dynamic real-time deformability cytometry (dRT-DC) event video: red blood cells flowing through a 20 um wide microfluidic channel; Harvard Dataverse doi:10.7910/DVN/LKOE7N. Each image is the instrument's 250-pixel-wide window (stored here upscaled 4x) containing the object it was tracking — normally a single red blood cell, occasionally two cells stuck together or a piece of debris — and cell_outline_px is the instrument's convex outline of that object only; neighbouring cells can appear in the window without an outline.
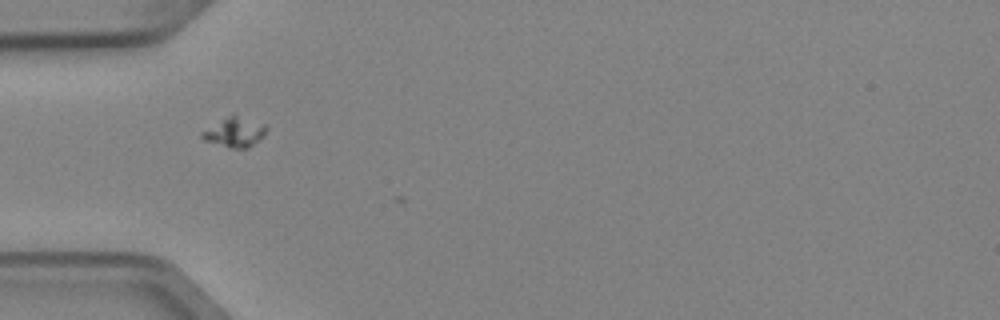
{"species": "Egyptian fruit bat (a non-hibernating species)", "species_latin": "Rousettus aegyptiacus", "temperature_condition": "cold", "stored_images_in_passage": 8, "camera_frame_rate_fps": 3000, "um_per_image_px": 0.085, "animal": {"sex": "female"}, "frame": {"image": 1, "passage_image": 5, "time_ms": 1.333, "image_size_px": [1000, 320], "cell_outline_px": [[268, 128], [264, 136], [248, 148], [228, 148], [204, 140], [200, 136], [200, 132], [232, 112], [264, 124]], "centroid_in_image_um": [19.94, 11.21], "position_along_channel_um": 65.1, "area_um2": 11.44}}
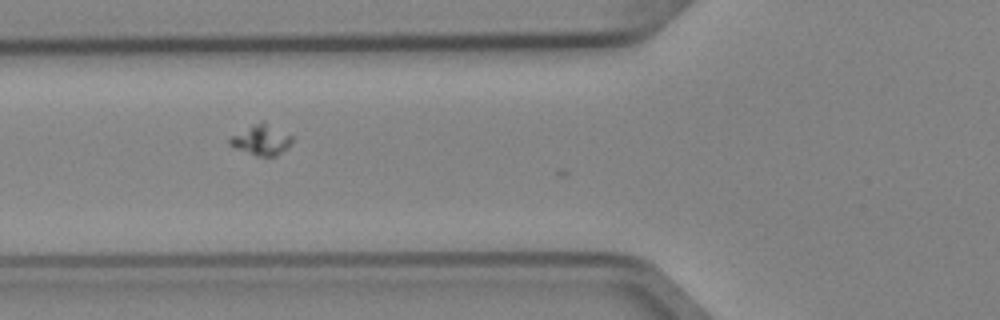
{"frame": {"image": 2, "passage_image": 6, "time_ms": 1.667, "image_size_px": [1000, 320], "cell_outline_px": [[292, 140], [288, 148], [276, 156], [256, 156], [236, 148], [228, 144], [228, 140], [232, 136], [260, 120], [264, 120], [292, 136]], "centroid_in_image_um": [22.23, 11.88], "position_along_channel_um": 103.6, "area_um2": 11.04}}
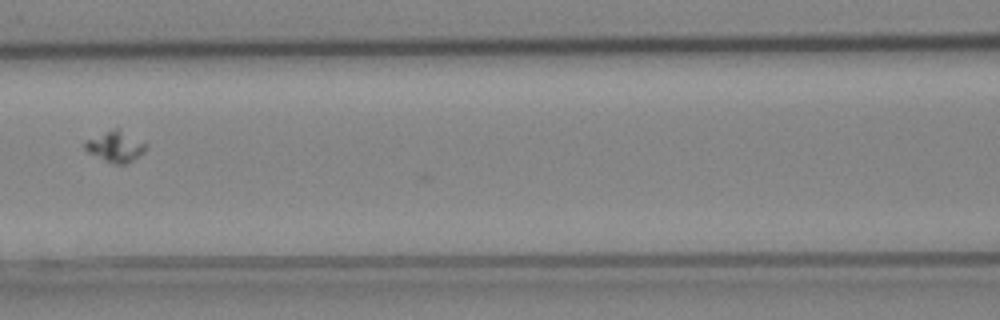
{"frame": {"image": 3, "passage_image": 7, "time_ms": 2.0, "image_size_px": [1000, 320], "cell_outline_px": [[148, 144], [144, 152], [140, 156], [128, 164], [116, 164], [104, 160], [88, 152], [84, 148], [84, 144], [88, 140], [104, 132], [116, 128], [120, 128]], "centroid_in_image_um": [9.87, 12.46], "position_along_channel_um": 156.7, "area_um2": 10.92}}